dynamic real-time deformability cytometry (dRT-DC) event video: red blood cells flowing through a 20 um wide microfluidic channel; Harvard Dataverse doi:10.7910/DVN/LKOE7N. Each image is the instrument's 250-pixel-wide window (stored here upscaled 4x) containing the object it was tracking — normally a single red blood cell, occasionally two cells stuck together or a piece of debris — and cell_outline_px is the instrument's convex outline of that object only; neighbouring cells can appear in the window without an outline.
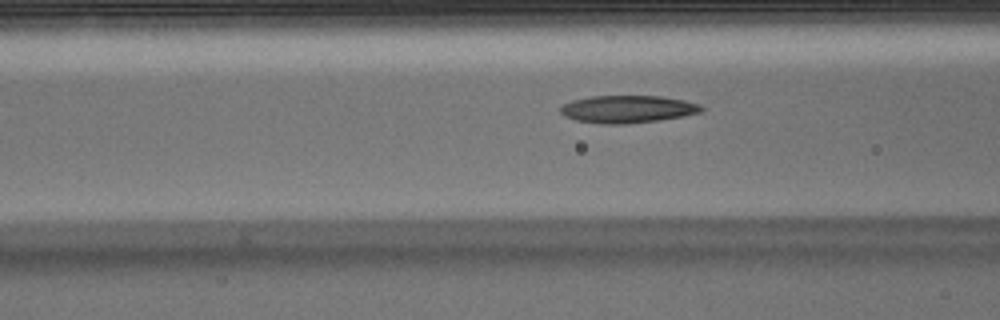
{"species": "Egyptian fruit bat (a non-hibernating species)", "species_latin": "Rousettus aegyptiacus", "temperature_condition": "warm", "stored_images_in_passage": 11, "camera_frame_rate_fps": 3000, "um_per_image_px": 0.085, "animal": {"sex": "male"}, "frame": {"image": 1, "passage_image": 7, "time_ms": 2.0, "image_size_px": [1000, 320], "cell_outline_px": [[704, 108], [700, 112], [680, 116], [656, 120], [624, 124], [600, 124], [576, 120], [564, 116], [560, 112], [560, 108], [564, 104], [572, 100], [592, 96], [660, 96], [684, 100], [700, 104]], "centroid_in_image_um": [53.31, 9.27], "position_along_channel_um": 113.3, "area_um2": 22.37}}
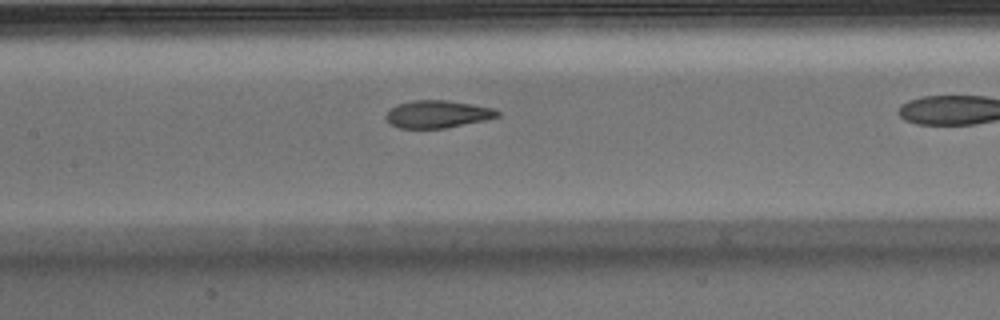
{"frame": {"image": 2, "passage_image": 10, "time_ms": 3.0, "image_size_px": [1000, 320], "cell_outline_px": [[500, 116], [484, 120], [444, 128], [400, 128], [388, 124], [384, 116], [388, 108], [396, 104], [412, 100], [448, 100], [496, 108], [500, 112]], "centroid_in_image_um": [37.14, 9.69], "position_along_channel_um": 170.3, "area_um2": 18.15}}